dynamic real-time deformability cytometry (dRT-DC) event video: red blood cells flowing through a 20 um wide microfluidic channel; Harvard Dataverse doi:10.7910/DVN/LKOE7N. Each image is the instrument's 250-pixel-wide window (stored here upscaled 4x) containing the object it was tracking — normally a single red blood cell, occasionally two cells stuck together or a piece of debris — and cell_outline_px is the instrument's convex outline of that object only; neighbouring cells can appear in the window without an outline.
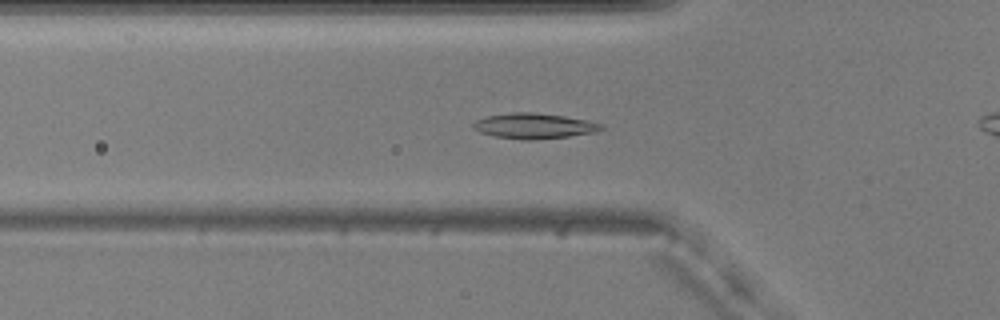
{"species": "common noctule bat (a hibernating species)", "species_latin": "Nyctalus noctula", "temperature_condition": "warm", "stored_images_in_passage": 54, "camera_frame_rate_fps": 3000, "um_per_image_px": 0.085, "animal": {"sex": "male", "body_mass_g": 20.5, "forearm_length_mm": 52.5}, "frame": {"image": 1, "passage_image": 17, "time_ms": 5.333, "image_size_px": [1000, 320], "cell_outline_px": [[604, 128], [596, 132], [568, 136], [532, 140], [524, 140], [496, 136], [480, 132], [472, 128], [472, 124], [476, 120], [488, 116], [512, 112], [532, 112], [564, 116], [588, 120], [604, 124]], "centroid_in_image_um": [45.42, 10.7], "position_along_channel_um": 80.4, "area_um2": 18.9}}
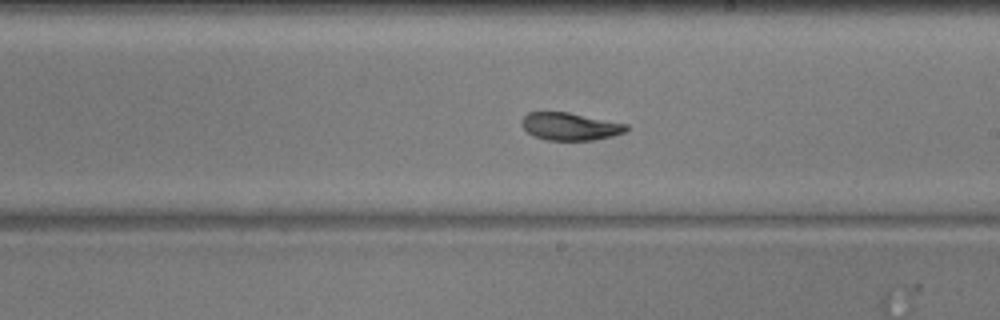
{"frame": {"image": 2, "passage_image": 30, "time_ms": 9.667, "image_size_px": [1000, 320], "cell_outline_px": [[628, 128], [624, 132], [612, 136], [592, 140], [544, 140], [532, 136], [520, 124], [520, 120], [528, 112], [568, 112], [628, 124]], "centroid_in_image_um": [48.41, 10.75], "position_along_channel_um": 240.6, "area_um2": 16.88}}
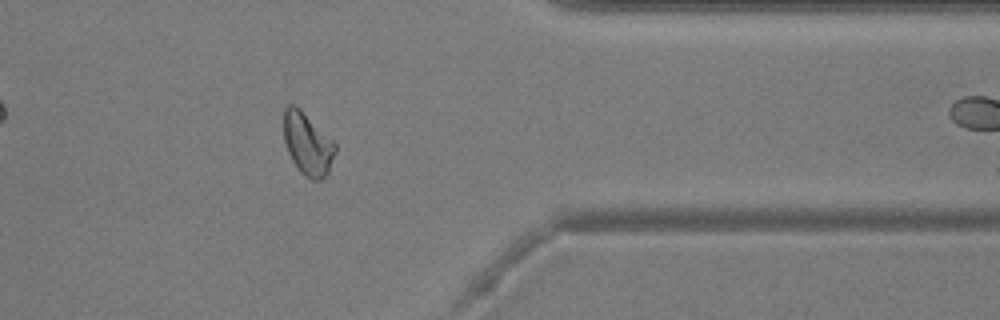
{"frame": {"image": 3, "passage_image": 43, "time_ms": 14.0, "image_size_px": [1000, 320], "cell_outline_px": [[336, 152], [328, 172], [320, 180], [312, 180], [304, 176], [300, 172], [292, 160], [288, 152], [284, 140], [284, 108], [288, 104], [296, 104], [336, 144]], "centroid_in_image_um": [26.13, 12.22], "position_along_channel_um": 385.3, "area_um2": 18.67}, "authors_computed_cell_mechanics": {"area_um2": 18.5827, "velocity_mm_per_s": 3.6681, "shape_relaxation_time_tau1_ms": 4.5409, "shape_relaxation_time_tau2_ms": 2.5773, "deformation_change_tau1": 0.1291, "deformation_change_tau2": 0.0761}}